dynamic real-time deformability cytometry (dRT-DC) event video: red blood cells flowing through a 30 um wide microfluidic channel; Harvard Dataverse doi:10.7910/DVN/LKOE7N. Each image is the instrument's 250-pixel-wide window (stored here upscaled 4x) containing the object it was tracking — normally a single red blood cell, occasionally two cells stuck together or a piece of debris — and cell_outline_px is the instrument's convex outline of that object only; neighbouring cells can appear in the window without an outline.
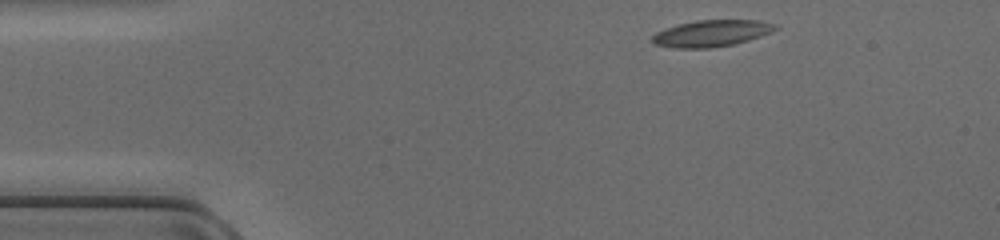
{"species": "common noctule bat (a hibernating species)", "species_latin": "Nyctalus noctula", "temperature_condition": "cold", "stored_images_in_passage": 41, "camera_frame_rate_fps": 3000, "um_per_image_px": 0.085, "animal": {"sex": "female", "body_mass_g": 17.0, "forearm_length_mm": 48.0}, "frame": {"image": 1, "passage_image": 1, "time_ms": 0.0, "image_size_px": [1000, 240], "cell_outline_px": [[780, 28], [772, 32], [748, 40], [732, 44], [708, 48], [672, 48], [656, 44], [652, 40], [652, 36], [656, 32], [664, 28], [696, 20], [760, 20], [776, 24]], "centroid_in_image_um": [60.5, 2.82], "position_along_channel_um": 24.5, "area_um2": 19.02}}
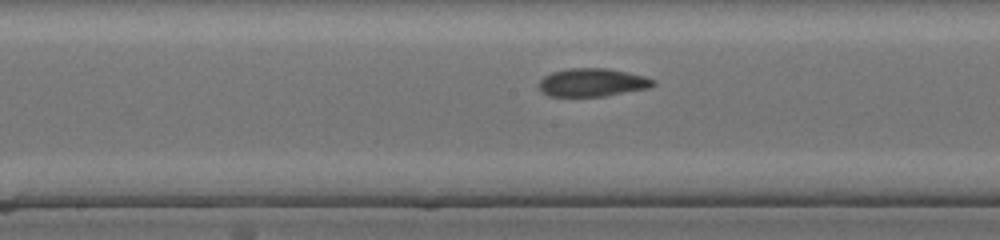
{"frame": {"image": 2, "passage_image": 18, "time_ms": 5.667, "image_size_px": [1000, 240], "cell_outline_px": [[656, 84], [648, 88], [604, 96], [548, 96], [540, 88], [540, 80], [544, 76], [552, 72], [568, 68], [608, 68], [628, 72], [644, 76], [656, 80]], "centroid_in_image_um": [50.38, 7.0], "position_along_channel_um": 197.8, "area_um2": 18.67}}
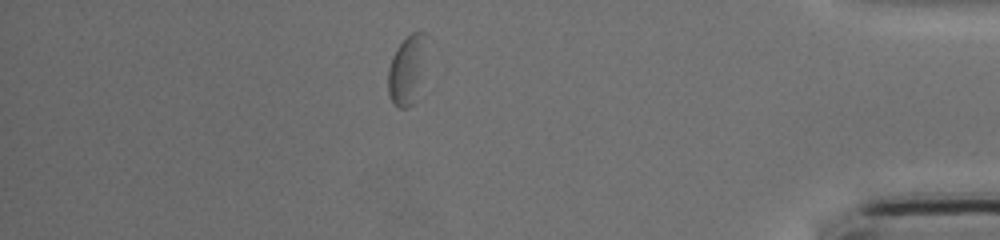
{"frame": {"image": 3, "passage_image": 35, "time_ms": 11.333, "image_size_px": [1000, 240], "cell_outline_px": [[428, 36], [416, 100], [408, 108], [396, 108], [392, 104], [388, 92], [388, 68], [392, 56], [396, 48], [412, 32], [428, 32]], "centroid_in_image_um": [34.58, 5.94], "position_along_channel_um": 400.6, "area_um2": 15.55}}